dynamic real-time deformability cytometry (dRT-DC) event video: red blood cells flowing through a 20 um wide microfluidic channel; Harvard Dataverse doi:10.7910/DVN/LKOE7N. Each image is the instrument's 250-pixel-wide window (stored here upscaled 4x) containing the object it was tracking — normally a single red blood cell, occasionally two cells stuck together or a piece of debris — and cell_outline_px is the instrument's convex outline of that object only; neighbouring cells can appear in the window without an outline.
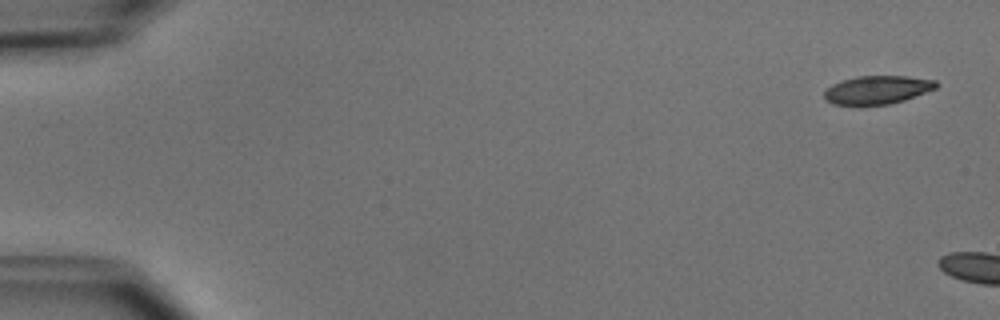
{"species": "common noctule bat (a hibernating species)", "species_latin": "Nyctalus noctula", "temperature_condition": "cold", "stored_images_in_passage": 4, "camera_frame_rate_fps": 3000, "um_per_image_px": 0.085, "animal": {"sex": "male", "body_mass_g": 15.6}, "frame": {"image": 1, "passage_image": 1, "time_ms": 0.0, "image_size_px": [1000, 320], "cell_outline_px": [[940, 84], [936, 88], [904, 100], [888, 104], [832, 104], [824, 100], [824, 92], [832, 84], [840, 80], [856, 76], [908, 76], [936, 80]], "centroid_in_image_um": [74.57, 7.62], "position_along_channel_um": 10.4, "area_um2": 18.44}}